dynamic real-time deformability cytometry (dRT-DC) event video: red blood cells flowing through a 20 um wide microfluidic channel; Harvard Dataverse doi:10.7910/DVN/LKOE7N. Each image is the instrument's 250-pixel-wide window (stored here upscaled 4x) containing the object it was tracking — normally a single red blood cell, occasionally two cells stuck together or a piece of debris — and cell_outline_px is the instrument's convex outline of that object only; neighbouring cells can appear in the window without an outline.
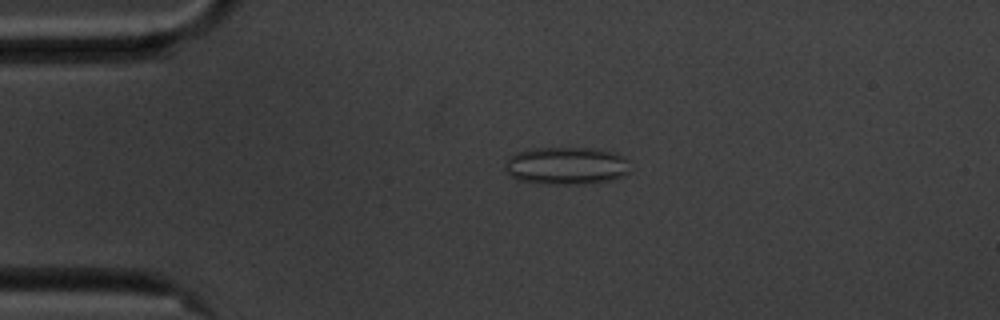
{"species": "common noctule bat (a hibernating species)", "species_latin": "Nyctalus noctula", "temperature_condition": "cold", "stored_images_in_passage": 56, "camera_frame_rate_fps": 3000, "um_per_image_px": 0.085, "animal": {"sex": "male", "body_mass_g": 20.1, "forearm_length_mm": 53.5}, "frame": {"image": 1, "passage_image": 12, "time_ms": 3.667, "image_size_px": [1000, 320], "cell_outline_px": [[628, 172], [624, 176], [608, 180], [584, 184], [548, 184], [516, 180], [508, 176], [504, 172], [504, 168], [508, 156], [516, 152], [528, 148], [596, 148], [616, 152], [624, 160]], "centroid_in_image_um": [48.02, 14.08], "position_along_channel_um": 37.0, "area_um2": 27.63}}
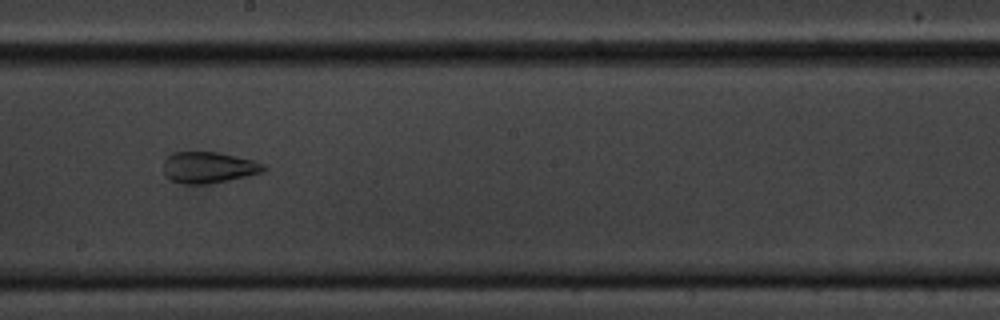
{"frame": {"image": 2, "passage_image": 31, "time_ms": 10.0, "image_size_px": [1000, 320], "cell_outline_px": [[268, 168], [264, 172], [228, 180], [208, 184], [184, 184], [172, 180], [164, 172], [164, 160], [172, 152], [216, 152], [252, 160], [264, 164]], "centroid_in_image_um": [17.74, 14.23], "position_along_channel_um": 230.5, "area_um2": 18.09}}
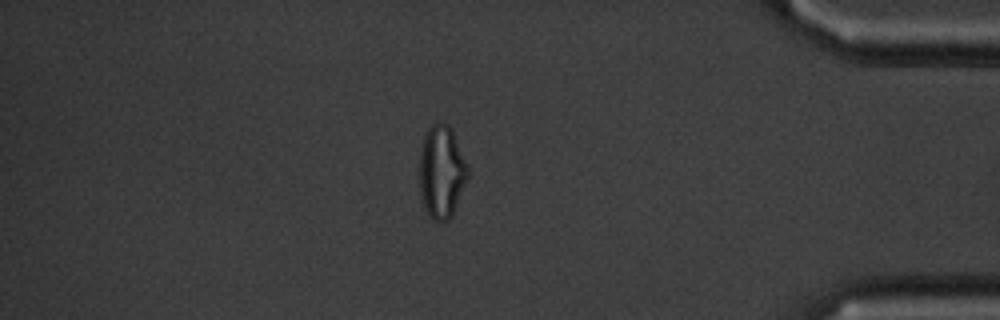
{"frame": {"image": 3, "passage_image": 48, "time_ms": 15.667, "image_size_px": [1000, 320], "cell_outline_px": [[468, 176], [452, 216], [448, 220], [436, 220], [424, 208], [420, 188], [420, 152], [424, 136], [428, 128], [436, 120], [440, 120], [448, 124], [452, 128], [468, 164]], "centroid_in_image_um": [37.55, 14.52], "position_along_channel_um": 397.7, "area_um2": 26.13}, "authors_computed_cell_mechanics": {"area_um2": 25.2875, "velocity_mm_per_s": 3.5527, "shape_relaxation_time_tau1_ms": null, "shape_relaxation_time_tau2_ms": 1.5258, "deformation_change_tau1": null, "deformation_change_tau2": 0.079}}